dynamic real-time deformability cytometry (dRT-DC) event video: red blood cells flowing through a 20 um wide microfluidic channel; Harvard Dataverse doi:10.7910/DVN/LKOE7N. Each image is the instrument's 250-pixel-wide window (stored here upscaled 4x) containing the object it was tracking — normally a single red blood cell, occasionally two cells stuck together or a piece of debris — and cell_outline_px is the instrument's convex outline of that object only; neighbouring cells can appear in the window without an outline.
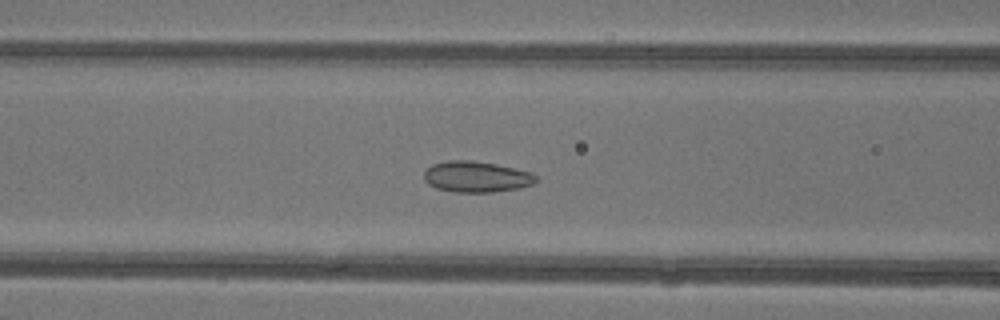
{"species": "common noctule bat (a hibernating species)", "species_latin": "Nyctalus noctula", "temperature_condition": "warm", "stored_images_in_passage": 48, "camera_frame_rate_fps": 3000, "um_per_image_px": 0.085, "animal": {"sex": "female"}, "frame": {"image": 1, "passage_image": 20, "time_ms": 6.333, "image_size_px": [1000, 320], "cell_outline_px": [[540, 180], [532, 184], [520, 188], [492, 192], [456, 192], [436, 188], [428, 184], [424, 180], [424, 172], [432, 164], [448, 160], [472, 160], [496, 164], [532, 172]], "centroid_in_image_um": [40.51, 15.02], "position_along_channel_um": 126.1, "area_um2": 20.35}}
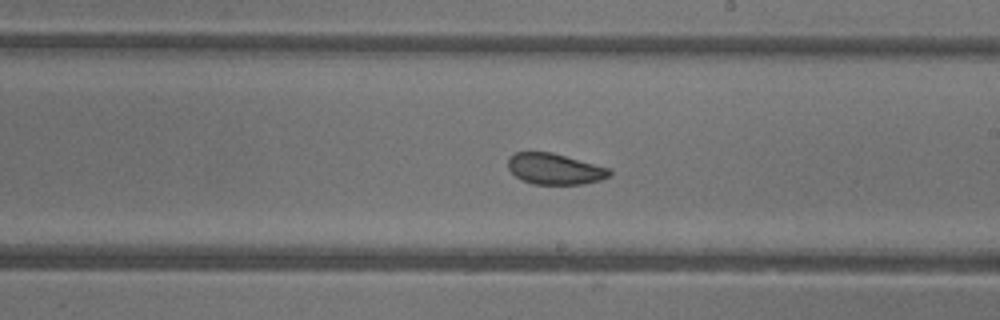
{"frame": {"image": 2, "passage_image": 28, "time_ms": 9.0, "image_size_px": [1000, 320], "cell_outline_px": [[612, 176], [600, 180], [584, 184], [532, 184], [516, 176], [508, 168], [508, 160], [516, 152], [552, 152], [608, 168], [612, 172]], "centroid_in_image_um": [47.18, 14.37], "position_along_channel_um": 241.8, "area_um2": 18.15}}
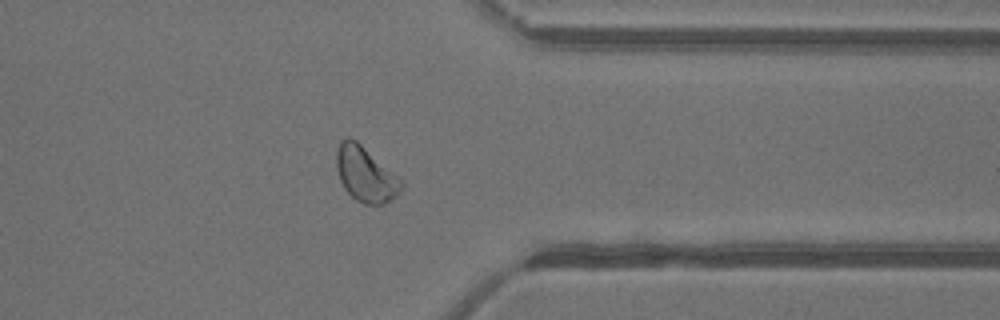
{"frame": {"image": 3, "passage_image": 38, "time_ms": 12.333, "image_size_px": [1000, 320], "cell_outline_px": [[404, 184], [400, 192], [384, 204], [364, 204], [356, 200], [344, 188], [340, 180], [336, 164], [336, 152], [340, 140], [348, 136], [356, 140], [396, 176]], "centroid_in_image_um": [31.03, 14.81], "position_along_channel_um": 380.4, "area_um2": 20.35}, "authors_computed_cell_mechanics": {"area_um2": 21.9351, "velocity_mm_per_s": 4.3499, "shape_relaxation_time_tau1_ms": 5.9472, "shape_relaxation_time_tau2_ms": 1.1446, "deformation_change_tau1": 0.1083, "deformation_change_tau2": 0.0626}}